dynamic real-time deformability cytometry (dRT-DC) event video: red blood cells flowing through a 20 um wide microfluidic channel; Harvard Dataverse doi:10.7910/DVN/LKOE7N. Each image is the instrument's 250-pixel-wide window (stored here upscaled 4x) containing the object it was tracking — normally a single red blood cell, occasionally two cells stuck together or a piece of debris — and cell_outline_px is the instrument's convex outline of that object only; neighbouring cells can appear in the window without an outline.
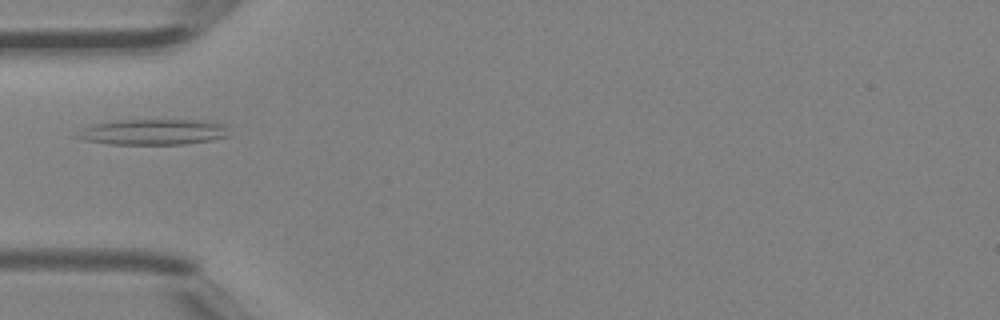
{"species": "Egyptian fruit bat (a non-hibernating species)", "species_latin": "Rousettus aegyptiacus", "temperature_condition": "room temperature", "stored_images_in_passage": 2, "camera_frame_rate_fps": 3000, "um_per_image_px": 0.085, "animal": {"sex": "female"}, "frame": {"image": 1, "passage_image": 2, "time_ms": 0.333, "image_size_px": [1000, 320], "cell_outline_px": [[232, 136], [212, 140], [184, 144], [108, 144], [84, 140], [76, 136], [84, 128], [96, 124], [116, 120], [212, 120], [228, 124]], "centroid_in_image_um": [13.2, 11.21], "position_along_channel_um": 71.8, "area_um2": 23.06}}